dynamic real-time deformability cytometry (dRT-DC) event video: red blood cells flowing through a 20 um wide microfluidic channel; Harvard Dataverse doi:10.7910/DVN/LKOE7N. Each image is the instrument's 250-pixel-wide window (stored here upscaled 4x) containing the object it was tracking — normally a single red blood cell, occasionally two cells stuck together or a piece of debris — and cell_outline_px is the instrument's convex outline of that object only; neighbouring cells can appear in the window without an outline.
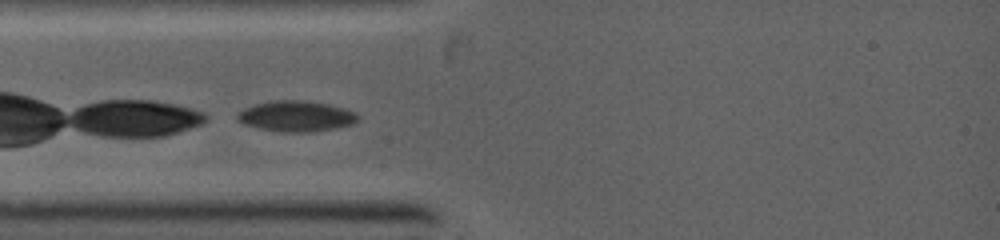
{"species": "common noctule bat (a hibernating species)", "species_latin": "Nyctalus noctula", "temperature_condition": "warm", "stored_images_in_passage": 8, "camera_frame_rate_fps": 5000, "um_per_image_px": 0.085, "animal": {"sex": "female", "body_mass_g": 19.0, "forearm_length_mm": 53.3}, "frame": {"image": 1, "passage_image": 1, "time_ms": 0.0, "image_size_px": [1000, 240], "cell_outline_px": [[360, 120], [352, 124], [336, 128], [308, 132], [284, 132], [260, 128], [244, 124], [236, 120], [236, 116], [244, 108], [256, 104], [272, 100], [304, 100], [328, 104], [344, 108], [360, 116]], "centroid_in_image_um": [25.18, 9.87], "position_along_channel_um": 59.8, "area_um2": 21.5}}
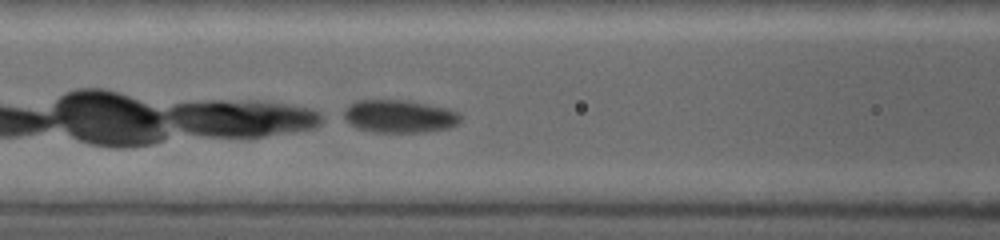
{"frame": {"image": 2, "passage_image": 5, "time_ms": 1.6, "image_size_px": [1000, 240], "cell_outline_px": [[460, 120], [456, 124], [448, 128], [424, 132], [372, 132], [356, 128], [340, 120], [336, 116], [348, 104], [356, 100], [404, 100], [448, 108], [456, 112], [460, 116]], "centroid_in_image_um": [33.77, 9.89], "position_along_channel_um": 132.8, "area_um2": 22.89}}
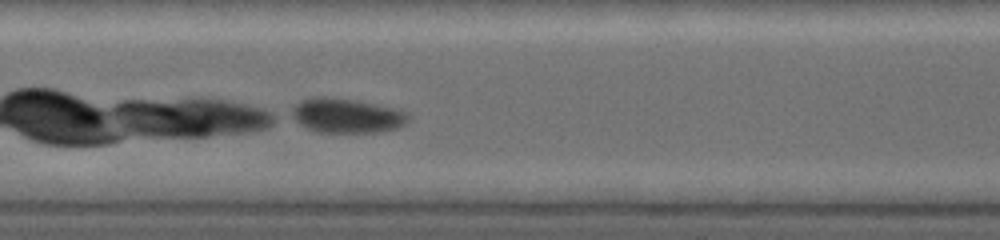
{"frame": {"image": 3, "passage_image": 8, "time_ms": 2.6, "image_size_px": [1000, 240], "cell_outline_px": [[408, 120], [400, 128], [380, 132], [316, 132], [304, 128], [288, 116], [292, 108], [300, 100], [312, 96], [324, 96], [356, 100], [392, 108], [404, 112], [408, 116]], "centroid_in_image_um": [29.36, 9.83], "position_along_channel_um": 178.0, "area_um2": 23.76}}